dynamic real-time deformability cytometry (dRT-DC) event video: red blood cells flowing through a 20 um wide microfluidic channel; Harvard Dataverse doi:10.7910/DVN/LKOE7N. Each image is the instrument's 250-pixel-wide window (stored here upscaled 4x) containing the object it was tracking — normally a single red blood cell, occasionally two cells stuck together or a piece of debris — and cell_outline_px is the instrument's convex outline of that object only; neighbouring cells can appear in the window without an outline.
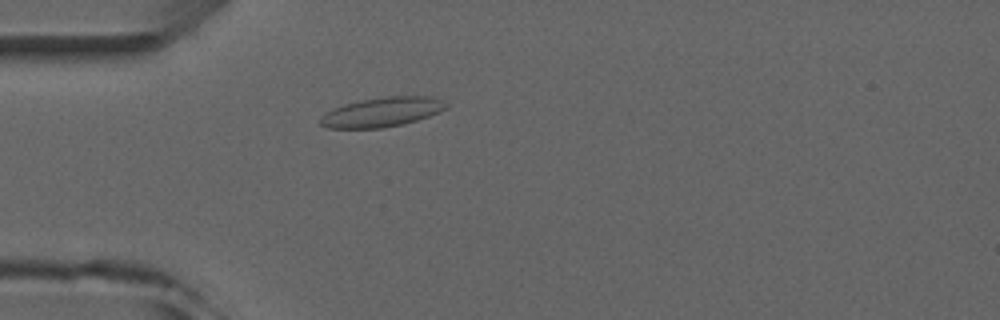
{"species": "common noctule bat (a hibernating species)", "species_latin": "Nyctalus noctula", "temperature_condition": "room temperature", "stored_images_in_passage": 3, "camera_frame_rate_fps": 3000, "um_per_image_px": 0.085, "animal": {"sex": "male", "forearm_length_mm": 52.5}, "frame": {"image": 1, "passage_image": 3, "time_ms": 3.333, "image_size_px": [1000, 320], "cell_outline_px": [[448, 108], [440, 112], [404, 124], [380, 128], [328, 128], [320, 124], [320, 116], [324, 112], [332, 108], [344, 104], [360, 100], [388, 96], [432, 96], [444, 100], [448, 104]], "centroid_in_image_um": [32.48, 9.52], "position_along_channel_um": 52.5, "area_um2": 21.85}}